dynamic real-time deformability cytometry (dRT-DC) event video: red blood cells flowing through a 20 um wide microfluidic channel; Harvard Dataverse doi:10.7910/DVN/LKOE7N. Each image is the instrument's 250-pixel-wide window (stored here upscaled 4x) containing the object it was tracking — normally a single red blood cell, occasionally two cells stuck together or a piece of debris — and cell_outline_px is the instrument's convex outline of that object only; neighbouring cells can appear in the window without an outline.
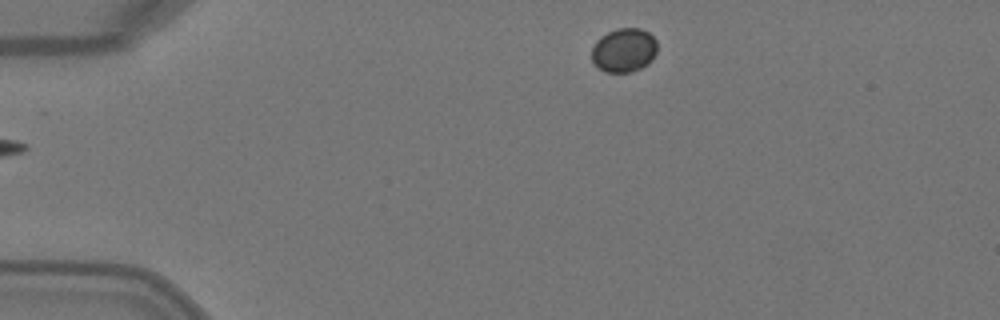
{"species": "Egyptian fruit bat (a non-hibernating species)", "species_latin": "Rousettus aegyptiacus", "temperature_condition": "warm", "stored_images_in_passage": 5, "segment_of_instrument_passage": [2, 2], "camera_frame_rate_fps": 3000, "um_per_image_px": 0.085, "animal": {"sex": "female"}, "frame": {"image": 1, "passage_image": 5, "time_ms": 1.333, "image_size_px": [1000, 320], "cell_outline_px": [[656, 52], [652, 60], [648, 64], [640, 68], [628, 72], [604, 72], [592, 60], [592, 48], [596, 40], [600, 36], [616, 28], [640, 28], [648, 32], [656, 40]], "centroid_in_image_um": [53.03, 4.25], "position_along_channel_um": 32.0, "area_um2": 16.76}}